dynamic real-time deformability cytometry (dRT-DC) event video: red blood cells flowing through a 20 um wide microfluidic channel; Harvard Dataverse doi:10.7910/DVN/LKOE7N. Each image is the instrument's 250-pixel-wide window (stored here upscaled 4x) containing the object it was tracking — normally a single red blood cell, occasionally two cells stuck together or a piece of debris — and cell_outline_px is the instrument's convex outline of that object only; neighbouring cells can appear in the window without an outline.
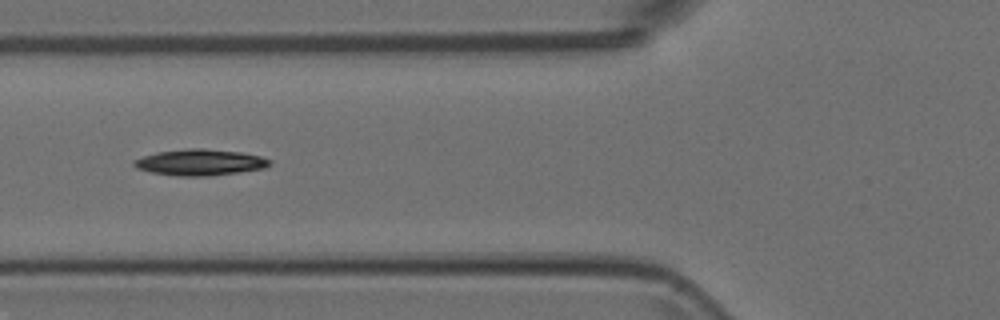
{"species": "Egyptian fruit bat (a non-hibernating species)", "species_latin": "Rousettus aegyptiacus", "temperature_condition": "room temperature", "stored_images_in_passage": 9, "camera_frame_rate_fps": 3000, "um_per_image_px": 0.085, "animal": {"sex": "female"}, "frame": {"image": 1, "passage_image": 6, "time_ms": 1.667, "image_size_px": [1000, 320], "cell_outline_px": [[272, 160], [264, 168], [240, 172], [208, 176], [176, 176], [152, 172], [136, 168], [132, 164], [132, 160], [156, 152], [188, 148], [204, 148], [240, 152], [260, 156]], "centroid_in_image_um": [16.97, 13.79], "position_along_channel_um": 108.8, "area_um2": 20.69}}
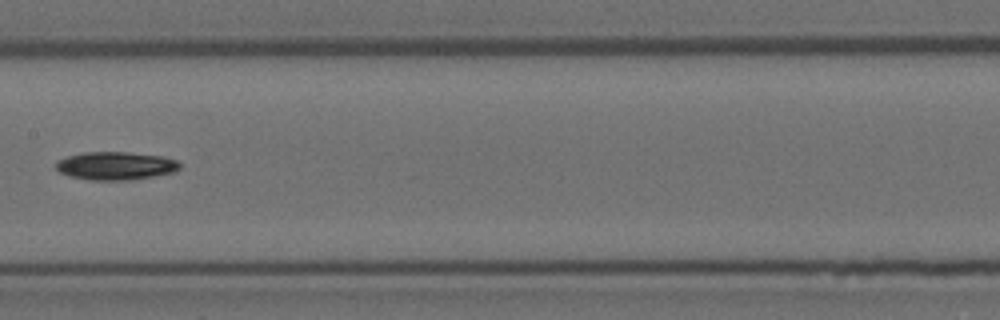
{"frame": {"image": 2, "passage_image": 8, "time_ms": 2.333, "image_size_px": [1000, 320], "cell_outline_px": [[180, 168], [172, 172], [132, 180], [88, 180], [68, 176], [60, 172], [56, 168], [56, 164], [60, 160], [68, 156], [84, 152], [128, 152], [160, 156], [176, 160], [180, 164]], "centroid_in_image_um": [9.81, 14.1], "position_along_channel_um": 197.6, "area_um2": 20.11}}
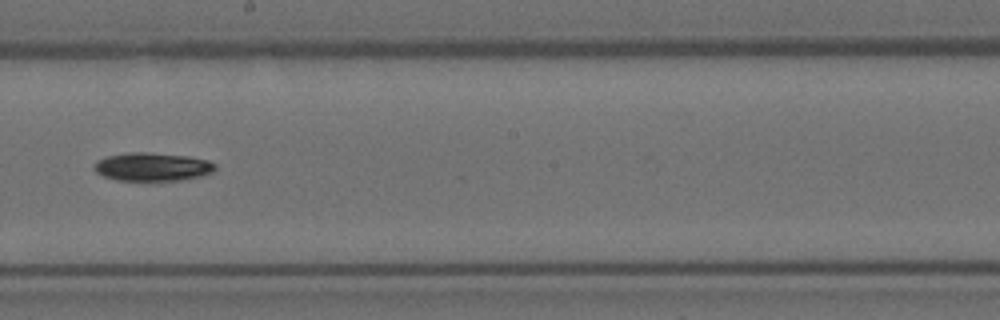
{"frame": {"image": 3, "passage_image": 9, "time_ms": 2.667, "image_size_px": [1000, 320], "cell_outline_px": [[216, 168], [212, 172], [200, 176], [180, 180], [152, 184], [116, 180], [104, 176], [96, 172], [92, 168], [96, 160], [108, 156], [132, 152], [144, 152], [188, 156], [208, 160], [216, 164]], "centroid_in_image_um": [12.93, 14.23], "position_along_channel_um": 235.3, "area_um2": 20.81}}